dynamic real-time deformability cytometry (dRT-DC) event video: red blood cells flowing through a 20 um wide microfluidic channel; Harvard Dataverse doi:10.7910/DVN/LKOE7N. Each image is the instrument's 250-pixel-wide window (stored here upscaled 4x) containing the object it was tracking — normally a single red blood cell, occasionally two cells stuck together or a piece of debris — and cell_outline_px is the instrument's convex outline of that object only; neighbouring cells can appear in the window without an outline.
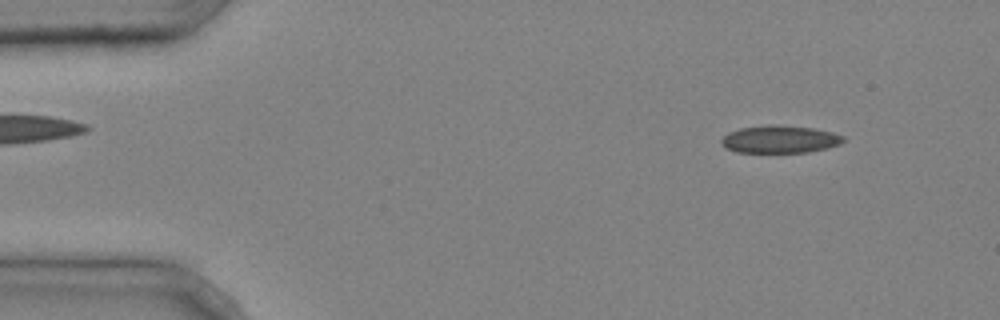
{"species": "common noctule bat (a hibernating species)", "species_latin": "Nyctalus noctula", "temperature_condition": "cold", "stored_images_in_passage": 4, "camera_frame_rate_fps": 3000, "um_per_image_px": 0.085, "animal": {"sex": "male", "body_mass_g": 20.4}, "frame": {"image": 1, "passage_image": 2, "time_ms": 0.333, "image_size_px": [1000, 320], "cell_outline_px": [[848, 140], [840, 144], [828, 148], [808, 152], [736, 152], [724, 148], [720, 144], [720, 140], [728, 132], [740, 128], [768, 124], [772, 124], [812, 128], [832, 132], [844, 136]], "centroid_in_image_um": [66.28, 11.84], "position_along_channel_um": 18.7, "area_um2": 19.83}}